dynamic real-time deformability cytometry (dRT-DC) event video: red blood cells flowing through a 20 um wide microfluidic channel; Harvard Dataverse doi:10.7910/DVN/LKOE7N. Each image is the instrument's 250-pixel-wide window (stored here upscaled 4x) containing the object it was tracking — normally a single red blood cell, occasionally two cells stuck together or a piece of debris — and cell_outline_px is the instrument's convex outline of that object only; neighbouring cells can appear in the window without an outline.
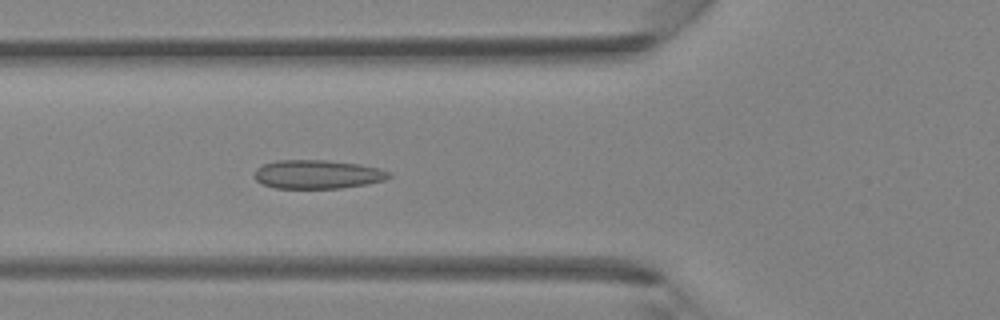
{"species": "Egyptian fruit bat (a non-hibernating species)", "species_latin": "Rousettus aegyptiacus", "temperature_condition": "room temperature", "stored_images_in_passage": 39, "camera_frame_rate_fps": 3000, "um_per_image_px": 0.085, "animal": {"sex": "female"}, "frame": {"image": 1, "passage_image": 14, "time_ms": 4.333, "image_size_px": [1000, 320], "cell_outline_px": [[392, 176], [384, 180], [368, 184], [340, 188], [276, 188], [260, 184], [252, 176], [256, 168], [264, 164], [276, 160], [328, 160], [360, 164], [380, 168], [392, 172]], "centroid_in_image_um": [26.99, 14.81], "position_along_channel_um": 98.8, "area_um2": 22.89}}
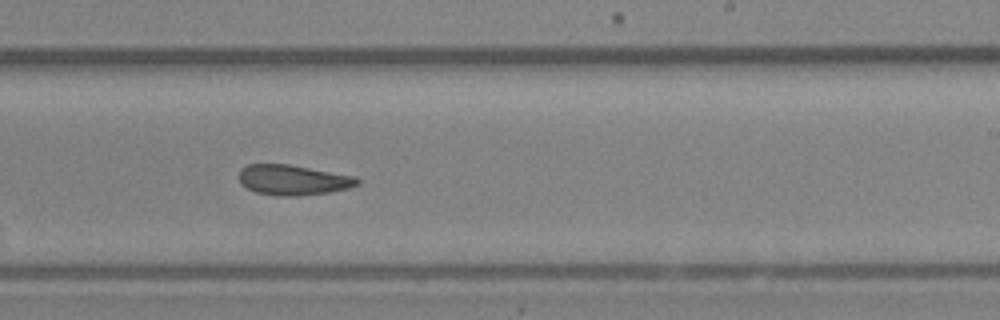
{"frame": {"image": 2, "passage_image": 24, "time_ms": 7.667, "image_size_px": [1000, 320], "cell_outline_px": [[360, 184], [348, 188], [332, 192], [300, 196], [284, 196], [256, 192], [240, 184], [240, 168], [248, 164], [288, 164], [356, 176], [360, 180]], "centroid_in_image_um": [24.94, 15.29], "position_along_channel_um": 264.1, "area_um2": 20.92}}
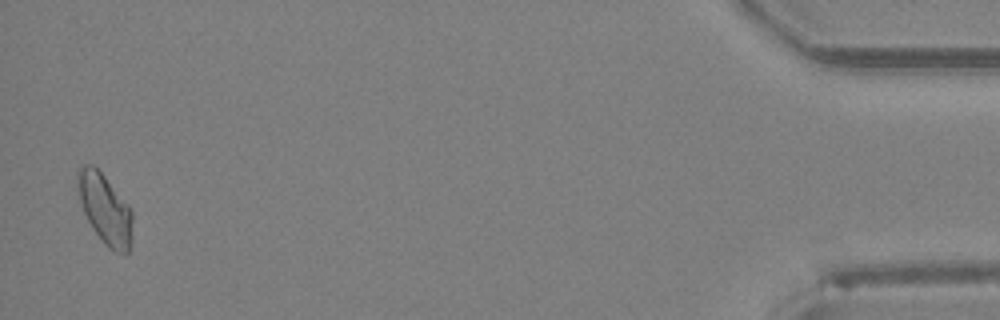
{"frame": {"image": 3, "passage_image": 39, "time_ms": 12.667, "image_size_px": [1000, 320], "cell_outline_px": [[132, 236], [128, 252], [116, 252], [108, 248], [104, 244], [92, 228], [84, 212], [80, 200], [76, 184], [76, 172], [84, 164], [92, 164], [104, 176], [128, 204], [132, 212]], "centroid_in_image_um": [8.91, 17.75], "position_along_channel_um": 426.3, "area_um2": 22.25}}